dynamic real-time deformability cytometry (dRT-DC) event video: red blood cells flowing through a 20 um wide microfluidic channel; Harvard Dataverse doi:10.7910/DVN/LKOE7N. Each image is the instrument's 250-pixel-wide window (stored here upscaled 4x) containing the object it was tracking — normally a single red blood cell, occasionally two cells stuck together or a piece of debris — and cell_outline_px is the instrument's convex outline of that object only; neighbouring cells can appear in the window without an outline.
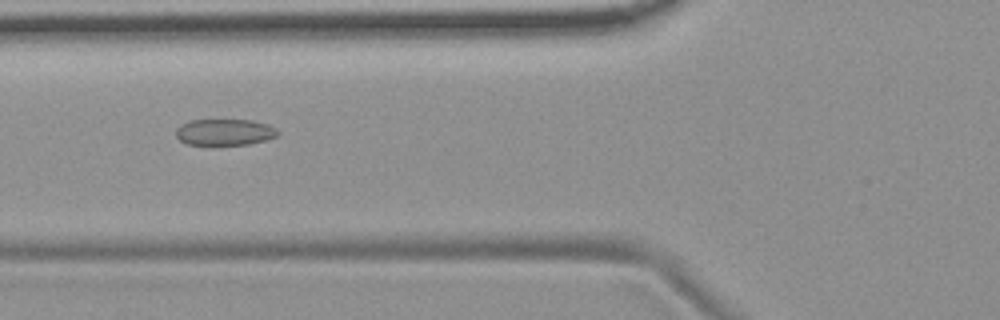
{"species": "common noctule bat (a hibernating species)", "species_latin": "Nyctalus noctula", "temperature_condition": "room temperature", "stored_images_in_passage": 52, "camera_frame_rate_fps": 3000, "um_per_image_px": 0.085, "animal": {"sex": "female", "body_mass_g": 19.9}, "frame": {"image": 1, "passage_image": 18, "time_ms": 5.667, "image_size_px": [1000, 320], "cell_outline_px": [[280, 132], [276, 136], [264, 140], [248, 144], [212, 148], [188, 144], [180, 140], [176, 136], [176, 128], [180, 124], [188, 120], [252, 120], [268, 124], [276, 128]], "centroid_in_image_um": [19.05, 11.27], "position_along_channel_um": 106.8, "area_um2": 16.42}}
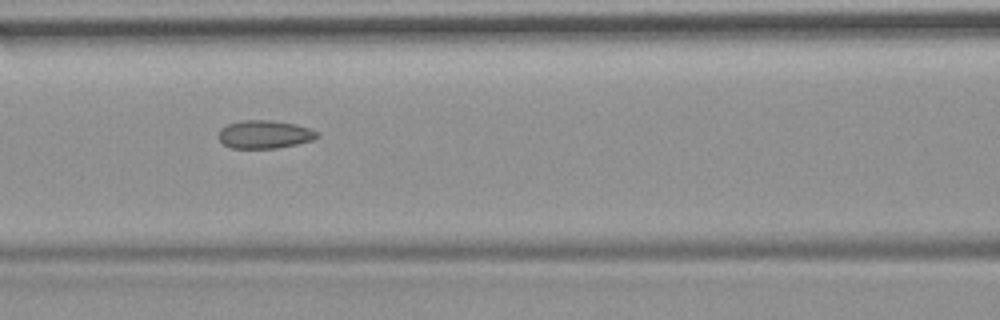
{"frame": {"image": 2, "passage_image": 21, "time_ms": 6.667, "image_size_px": [1000, 320], "cell_outline_px": [[320, 136], [312, 140], [296, 144], [276, 148], [232, 148], [224, 144], [216, 136], [220, 128], [228, 124], [240, 120], [268, 120], [296, 124], [320, 132]], "centroid_in_image_um": [22.47, 11.42], "position_along_channel_um": 144.1, "area_um2": 16.24}}
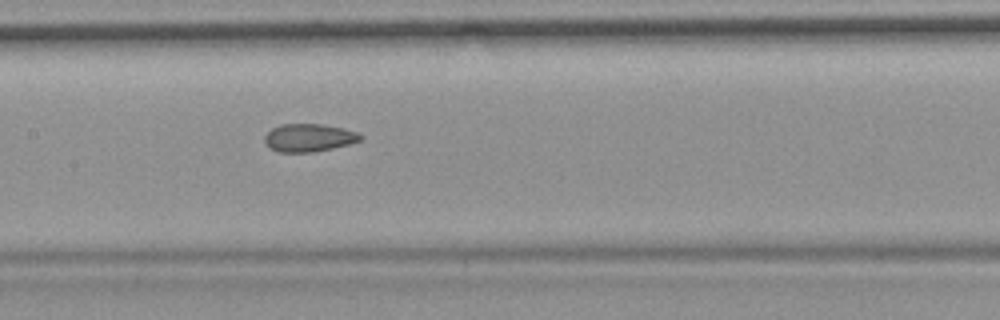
{"frame": {"image": 3, "passage_image": 24, "time_ms": 7.667, "image_size_px": [1000, 320], "cell_outline_px": [[364, 136], [360, 140], [348, 144], [332, 148], [312, 152], [280, 152], [272, 148], [264, 140], [264, 136], [272, 128], [280, 124], [324, 124], [344, 128], [356, 132]], "centroid_in_image_um": [26.27, 11.69], "position_along_channel_um": 181.1, "area_um2": 15.43}, "authors_computed_cell_mechanics": {"area_um2": 16.5886, "velocity_mm_per_s": 3.7171, "shape_relaxation_time_tau1_ms": null, "shape_relaxation_time_tau2_ms": 2.4221, "deformation_change_tau1": null, "deformation_change_tau2": 0.069}}